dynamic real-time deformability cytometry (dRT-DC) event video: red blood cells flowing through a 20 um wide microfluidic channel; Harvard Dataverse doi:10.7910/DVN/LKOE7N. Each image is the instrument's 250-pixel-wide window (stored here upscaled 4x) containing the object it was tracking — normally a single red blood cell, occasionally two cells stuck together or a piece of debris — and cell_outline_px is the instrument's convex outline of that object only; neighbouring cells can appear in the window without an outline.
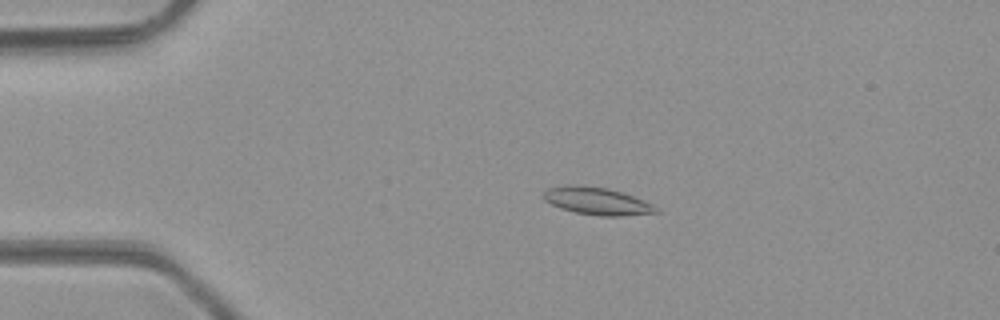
{"species": "common noctule bat (a hibernating species)", "species_latin": "Nyctalus noctula", "temperature_condition": "room temperature", "stored_images_in_passage": 48, "camera_frame_rate_fps": 3000, "um_per_image_px": 0.085, "animal": {"sex": "male", "body_mass_g": 23.1, "forearm_length_mm": 52.7}, "frame": {"image": 1, "passage_image": 10, "time_ms": 3.0, "image_size_px": [1000, 320], "cell_outline_px": [[660, 212], [620, 216], [600, 216], [576, 212], [560, 208], [544, 200], [544, 192], [548, 188], [608, 188], [632, 196], [652, 204], [660, 208]], "centroid_in_image_um": [50.85, 17.16], "position_along_channel_um": 34.2, "area_um2": 16.94}}
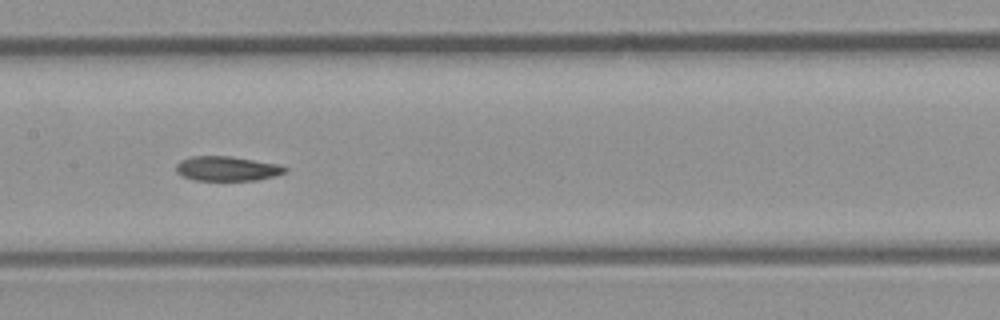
{"frame": {"image": 2, "passage_image": 24, "time_ms": 7.667, "image_size_px": [1000, 320], "cell_outline_px": [[288, 172], [276, 176], [256, 180], [196, 180], [180, 176], [176, 172], [176, 164], [180, 160], [192, 156], [232, 156], [284, 164], [288, 168]], "centroid_in_image_um": [19.37, 14.32], "position_along_channel_um": 188.0, "area_um2": 16.07}}
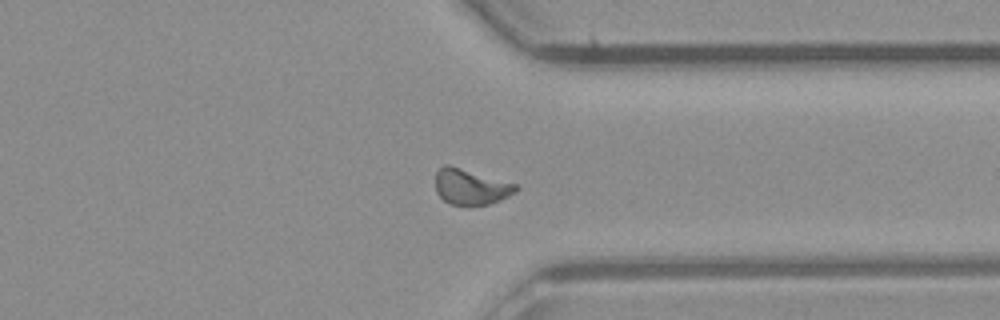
{"frame": {"image": 3, "passage_image": 37, "time_ms": 12.0, "image_size_px": [1000, 320], "cell_outline_px": [[520, 188], [516, 192], [500, 200], [488, 204], [468, 208], [448, 204], [436, 192], [436, 172], [444, 164], [448, 164], [520, 184]], "centroid_in_image_um": [40.05, 15.91], "position_along_channel_um": 371.4, "area_um2": 17.4}, "authors_computed_cell_mechanics": {"area_um2": 16.5019, "velocity_mm_per_s": 4.2688, "shape_relaxation_time_tau1_ms": null, "shape_relaxation_time_tau2_ms": 4.0367, "deformation_change_tau1": null, "deformation_change_tau2": 0.0919}}